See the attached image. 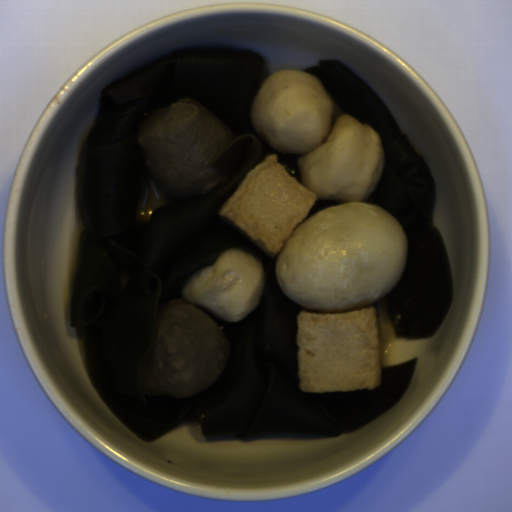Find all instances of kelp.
Listing matches in <instances>:
<instances>
[{"label": "kelp", "instance_id": "604fcf36", "mask_svg": "<svg viewBox=\"0 0 512 512\" xmlns=\"http://www.w3.org/2000/svg\"><path fill=\"white\" fill-rule=\"evenodd\" d=\"M340 204H344V203H335V202H327V201H319V200L315 201L313 206L311 207V209L309 210L308 214L306 215V217L304 219L309 218L316 212L323 210L327 207H330L332 205H340Z\"/></svg>", "mask_w": 512, "mask_h": 512}, {"label": "kelp", "instance_id": "99668d17", "mask_svg": "<svg viewBox=\"0 0 512 512\" xmlns=\"http://www.w3.org/2000/svg\"><path fill=\"white\" fill-rule=\"evenodd\" d=\"M264 66L262 56L247 49L196 46L116 78L100 93L97 119L78 160L75 192L83 229L69 323L107 407L147 441L189 418L199 420L201 435L209 438L337 437L383 416L412 380L417 358L380 370L381 386L374 390L306 393L299 387L297 317L306 307L283 294L278 254L271 258L218 215L245 175L271 155L302 184L301 155L272 148L252 122ZM188 97L237 136L213 163L226 183L193 201L163 196L168 206L141 224L134 216L139 179L149 172L138 124ZM233 247L259 257L266 282L256 311L239 323L220 322L231 350L220 377L193 397L145 398L137 374L151 347L156 307L183 298L184 281Z\"/></svg>", "mask_w": 512, "mask_h": 512}, {"label": "kelp", "instance_id": "cf089659", "mask_svg": "<svg viewBox=\"0 0 512 512\" xmlns=\"http://www.w3.org/2000/svg\"><path fill=\"white\" fill-rule=\"evenodd\" d=\"M303 72L324 87L335 120L345 114L354 116L373 128L381 140L384 169L375 191L363 202L388 211L404 230L408 244L401 278L383 298L397 336L432 337L453 299V275L433 223L434 177L364 79L335 59H323Z\"/></svg>", "mask_w": 512, "mask_h": 512}]
</instances>
